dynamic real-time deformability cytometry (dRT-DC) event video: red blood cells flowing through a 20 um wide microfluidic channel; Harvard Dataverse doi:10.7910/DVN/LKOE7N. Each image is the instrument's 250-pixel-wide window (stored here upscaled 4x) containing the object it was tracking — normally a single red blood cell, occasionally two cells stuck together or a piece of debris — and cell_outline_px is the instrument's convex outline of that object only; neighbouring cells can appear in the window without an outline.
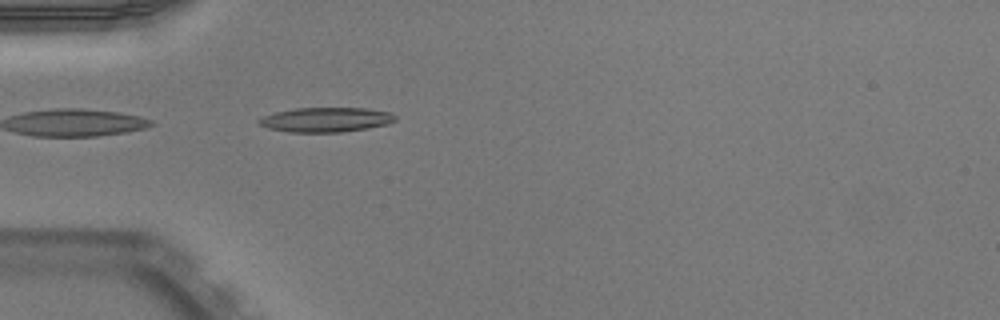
{"species": "Egyptian fruit bat (a non-hibernating species)", "species_latin": "Rousettus aegyptiacus", "temperature_condition": "warm", "stored_images_in_passage": 36, "camera_frame_rate_fps": 3000, "um_per_image_px": 0.085, "animal": {"sex": "male"}, "frame": {"image": 1, "passage_image": 1, "time_ms": 0.0, "image_size_px": [1000, 320], "cell_outline_px": [[396, 120], [388, 124], [368, 128], [340, 132], [288, 132], [268, 128], [260, 124], [256, 120], [264, 116], [276, 112], [296, 108], [364, 108], [392, 112], [396, 116]], "centroid_in_image_um": [27.73, 10.17], "position_along_channel_um": 57.3, "area_um2": 19.54}}
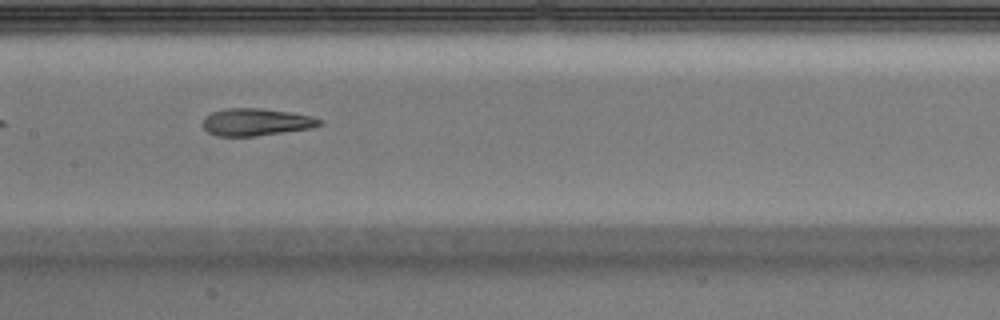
{"frame": {"image": 2, "passage_image": 11, "time_ms": 3.333, "image_size_px": [1000, 320], "cell_outline_px": [[324, 124], [312, 128], [256, 136], [216, 136], [208, 132], [204, 128], [204, 116], [212, 112], [228, 108], [264, 108], [292, 112], [312, 116], [324, 120]], "centroid_in_image_um": [21.82, 10.37], "position_along_channel_um": 185.6, "area_um2": 18.79}, "authors_computed_cell_mechanics": {"area_um2": 19.5942, "velocity_mm_per_s": 3.9863, "shape_relaxation_time_tau1_ms": 4.0017, "shape_relaxation_time_tau2_ms": 1.8652, "deformation_change_tau1": 0.1919, "deformation_change_tau2": 0.1057}}